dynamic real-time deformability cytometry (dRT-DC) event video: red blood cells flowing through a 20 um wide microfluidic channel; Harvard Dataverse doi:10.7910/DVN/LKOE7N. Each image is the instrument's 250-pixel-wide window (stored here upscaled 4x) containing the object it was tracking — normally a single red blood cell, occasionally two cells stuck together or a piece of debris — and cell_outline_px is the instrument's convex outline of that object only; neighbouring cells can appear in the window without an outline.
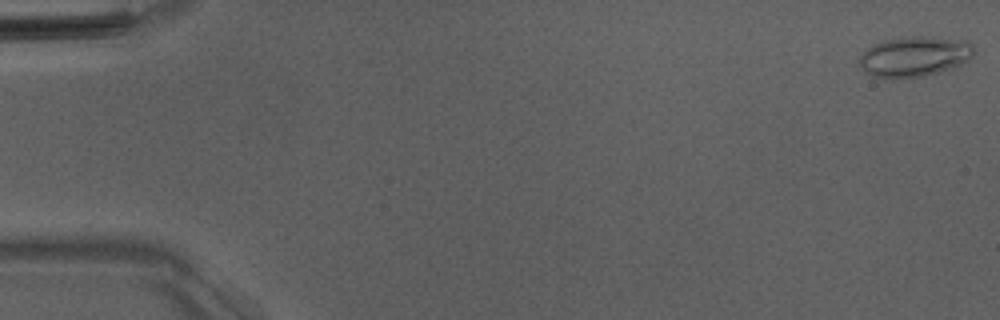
{"species": "Egyptian fruit bat (a non-hibernating species)", "species_latin": "Rousettus aegyptiacus", "temperature_condition": "room temperature", "stored_images_in_passage": 52, "camera_frame_rate_fps": 3000, "um_per_image_px": 0.085, "animal": {"sex": "male"}, "frame": {"image": 1, "passage_image": 1, "time_ms": 0.0, "image_size_px": [1000, 320], "cell_outline_px": [[976, 52], [968, 60], [960, 64], [924, 76], [892, 80], [872, 76], [864, 72], [856, 64], [860, 56], [872, 44], [884, 40], [908, 36], [920, 36], [968, 40], [972, 44]], "centroid_in_image_um": [77.67, 4.81], "position_along_channel_um": 7.3, "area_um2": 27.34}}
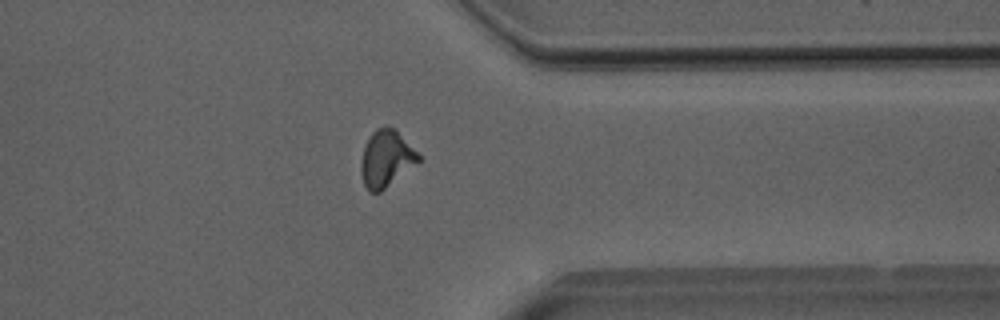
{"frame": {"image": 2, "passage_image": 41, "time_ms": 13.333, "image_size_px": [1000, 320], "cell_outline_px": [[420, 160], [380, 192], [368, 192], [364, 184], [360, 168], [360, 164], [364, 144], [372, 132], [376, 128], [388, 124], [396, 128], [420, 156]], "centroid_in_image_um": [32.79, 13.44], "position_along_channel_um": 378.6, "area_um2": 19.02}}
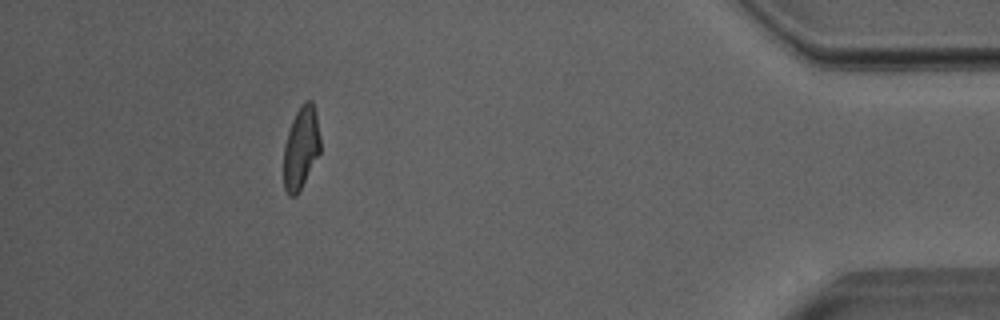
{"frame": {"image": 3, "passage_image": 47, "time_ms": 15.333, "image_size_px": [1000, 320], "cell_outline_px": [[320, 152], [296, 196], [288, 196], [284, 188], [284, 148], [288, 132], [292, 120], [300, 104], [304, 100], [312, 100], [316, 116], [320, 136]], "centroid_in_image_um": [25.58, 12.54], "position_along_channel_um": 409.6, "area_um2": 17.4}, "authors_computed_cell_mechanics": {"area_um2": 18.8139, "velocity_mm_per_s": 4.0248, "shape_relaxation_time_tau1_ms": 9.66, "shape_relaxation_time_tau2_ms": 1.722, "deformation_change_tau1": 0.2715, "deformation_change_tau2": 0.0969}}